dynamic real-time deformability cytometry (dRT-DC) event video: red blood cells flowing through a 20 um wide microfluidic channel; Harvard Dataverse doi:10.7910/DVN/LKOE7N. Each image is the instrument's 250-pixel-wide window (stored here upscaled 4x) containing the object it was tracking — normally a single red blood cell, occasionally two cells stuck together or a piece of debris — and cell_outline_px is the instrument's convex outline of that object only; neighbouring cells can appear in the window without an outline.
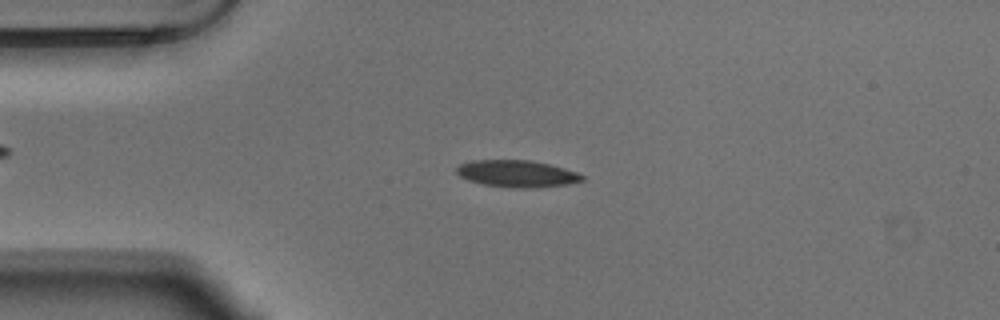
{"species": "Egyptian fruit bat (a non-hibernating species)", "species_latin": "Rousettus aegyptiacus", "temperature_condition": "warm", "stored_images_in_passage": 54, "camera_frame_rate_fps": 3000, "um_per_image_px": 0.085, "animal": {"sex": "male"}, "frame": {"image": 1, "passage_image": 12, "time_ms": 3.667, "image_size_px": [1000, 320], "cell_outline_px": [[584, 180], [564, 184], [536, 188], [516, 188], [484, 184], [468, 180], [460, 176], [456, 172], [456, 168], [460, 164], [472, 160], [528, 160], [548, 164], [564, 168], [576, 172], [584, 176]], "centroid_in_image_um": [43.92, 14.76], "position_along_channel_um": 41.1, "area_um2": 19.48}}
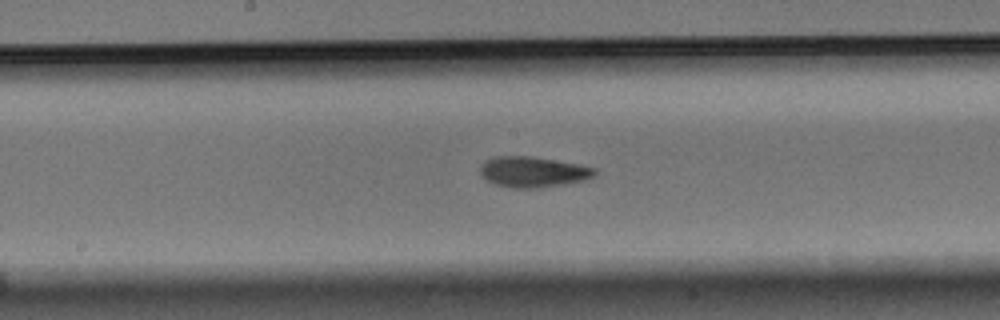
{"frame": {"image": 2, "passage_image": 27, "time_ms": 8.667, "image_size_px": [1000, 320], "cell_outline_px": [[596, 172], [592, 176], [584, 180], [560, 184], [532, 188], [512, 188], [496, 184], [488, 180], [480, 172], [480, 164], [484, 160], [492, 156], [532, 156], [576, 164], [596, 168]], "centroid_in_image_um": [45.24, 14.59], "position_along_channel_um": 203.0, "area_um2": 20.11}}
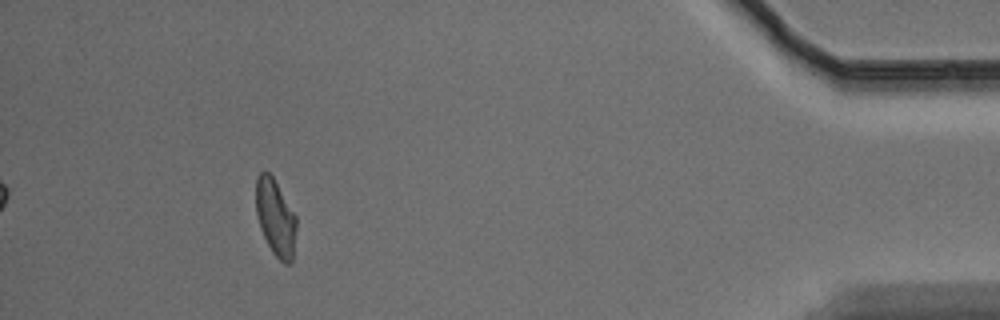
{"frame": {"image": 3, "passage_image": 49, "time_ms": 16.0, "image_size_px": [1000, 320], "cell_outline_px": [[296, 228], [292, 264], [284, 264], [272, 252], [260, 228], [256, 212], [256, 180], [260, 172], [268, 172], [272, 176], [296, 216]], "centroid_in_image_um": [23.42, 18.53], "position_along_channel_um": 411.8, "area_um2": 17.86}, "authors_computed_cell_mechanics": {"area_um2": 19.1896, "velocity_mm_per_s": 3.6828, "shape_relaxation_time_tau1_ms": 4.8781, "shape_relaxation_time_tau2_ms": 3.42, "deformation_change_tau1": 0.1605, "deformation_change_tau2": 0.0938}}